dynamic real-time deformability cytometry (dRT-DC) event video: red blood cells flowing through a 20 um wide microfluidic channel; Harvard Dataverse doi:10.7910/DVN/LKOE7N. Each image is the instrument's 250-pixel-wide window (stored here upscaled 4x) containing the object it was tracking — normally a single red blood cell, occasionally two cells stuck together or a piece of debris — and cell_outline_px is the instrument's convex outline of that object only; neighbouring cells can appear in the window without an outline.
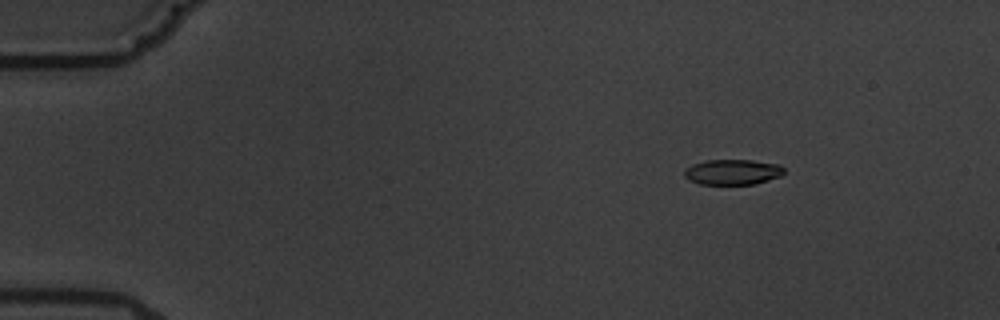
{"species": "common noctule bat (a hibernating species)", "species_latin": "Nyctalus noctula", "temperature_condition": "warm", "stored_images_in_passage": 5, "camera_frame_rate_fps": 3000, "um_per_image_px": 0.085, "animal": {"sex": "male", "body_mass_g": 19.5, "forearm_length_mm": 54.6}, "frame": {"image": 1, "passage_image": 1, "time_ms": 0.0, "image_size_px": [1000, 320], "cell_outline_px": [[784, 172], [780, 176], [756, 184], [700, 184], [688, 180], [684, 176], [684, 172], [692, 164], [708, 160], [752, 160], [780, 164], [784, 168]], "centroid_in_image_um": [62.29, 14.62], "position_along_channel_um": 22.7, "area_um2": 14.74}}
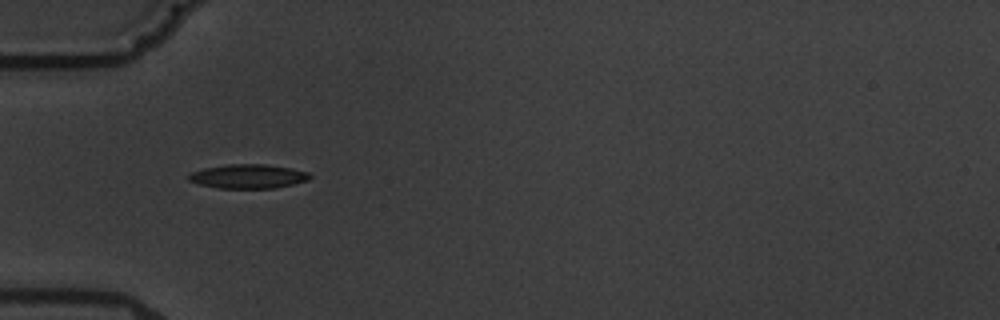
{"frame": {"image": 2, "passage_image": 4, "time_ms": 3.667, "image_size_px": [1000, 320], "cell_outline_px": [[312, 176], [308, 180], [276, 188], [216, 188], [196, 184], [188, 180], [188, 176], [192, 172], [204, 168], [228, 164], [264, 164], [292, 168], [308, 172]], "centroid_in_image_um": [21.08, 14.99], "position_along_channel_um": 63.9, "area_um2": 17.11}}